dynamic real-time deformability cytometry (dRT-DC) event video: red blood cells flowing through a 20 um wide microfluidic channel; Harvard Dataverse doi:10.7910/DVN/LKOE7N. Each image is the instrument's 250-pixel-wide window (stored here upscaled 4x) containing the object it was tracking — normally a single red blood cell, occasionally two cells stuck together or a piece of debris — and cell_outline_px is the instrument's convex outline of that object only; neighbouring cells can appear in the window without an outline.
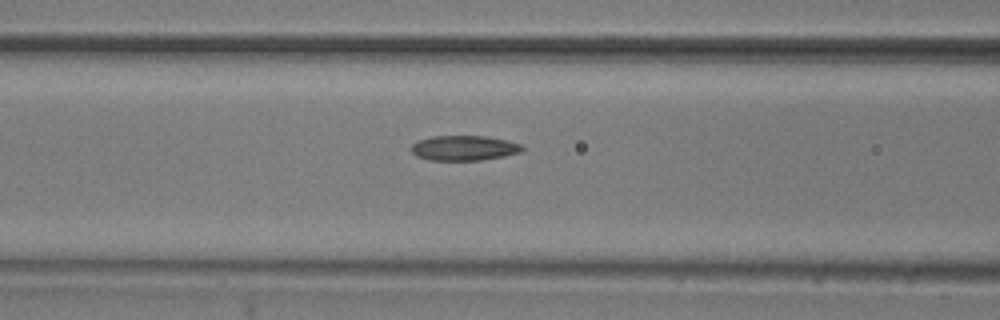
{"species": "common noctule bat (a hibernating species)", "species_latin": "Nyctalus noctula", "temperature_condition": "room temperature", "stored_images_in_passage": 8, "segment_of_instrument_passage": [1, 2], "camera_frame_rate_fps": 3000, "um_per_image_px": 0.085, "animal": {"sex": "male", "body_mass_g": 20.5, "forearm_length_mm": 52.5}, "frame": {"image": 1, "passage_image": 7, "time_ms": 2.0, "image_size_px": [1000, 320], "cell_outline_px": [[528, 148], [520, 152], [504, 156], [480, 160], [432, 160], [416, 156], [412, 152], [412, 144], [416, 140], [432, 136], [484, 136], [504, 140], [520, 144]], "centroid_in_image_um": [39.44, 12.58], "position_along_channel_um": 127.2, "area_um2": 16.13}}